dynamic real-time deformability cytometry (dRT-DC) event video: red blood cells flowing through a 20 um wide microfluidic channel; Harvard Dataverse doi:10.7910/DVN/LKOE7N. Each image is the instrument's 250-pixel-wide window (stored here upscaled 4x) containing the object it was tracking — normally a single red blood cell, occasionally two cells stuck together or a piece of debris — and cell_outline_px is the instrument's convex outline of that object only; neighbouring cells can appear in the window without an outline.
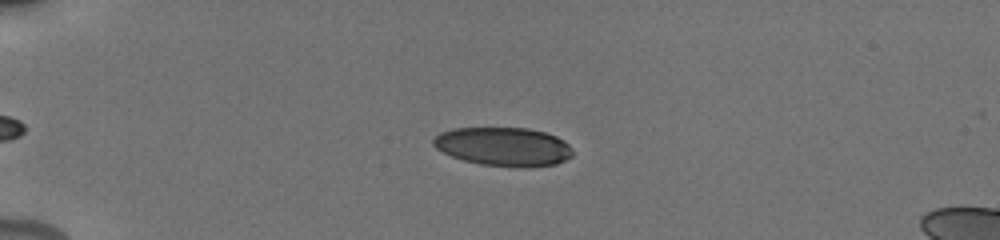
{"species": "human", "species_latin": "Homo sapiens", "temperature_condition": "cold", "stored_images_in_passage": 8, "camera_frame_rate_fps": 3000, "um_per_image_px": 0.085, "donor": {"sex": "male"}, "frame": {"image": 1, "passage_image": 4, "time_ms": 1.667, "image_size_px": [1000, 240], "cell_outline_px": [[572, 156], [556, 164], [528, 168], [520, 168], [480, 164], [464, 160], [452, 156], [436, 148], [432, 144], [432, 140], [440, 132], [452, 128], [528, 128], [544, 132], [556, 136], [564, 140], [572, 148]], "centroid_in_image_um": [42.81, 12.47], "position_along_channel_um": 42.2, "area_um2": 31.62}}